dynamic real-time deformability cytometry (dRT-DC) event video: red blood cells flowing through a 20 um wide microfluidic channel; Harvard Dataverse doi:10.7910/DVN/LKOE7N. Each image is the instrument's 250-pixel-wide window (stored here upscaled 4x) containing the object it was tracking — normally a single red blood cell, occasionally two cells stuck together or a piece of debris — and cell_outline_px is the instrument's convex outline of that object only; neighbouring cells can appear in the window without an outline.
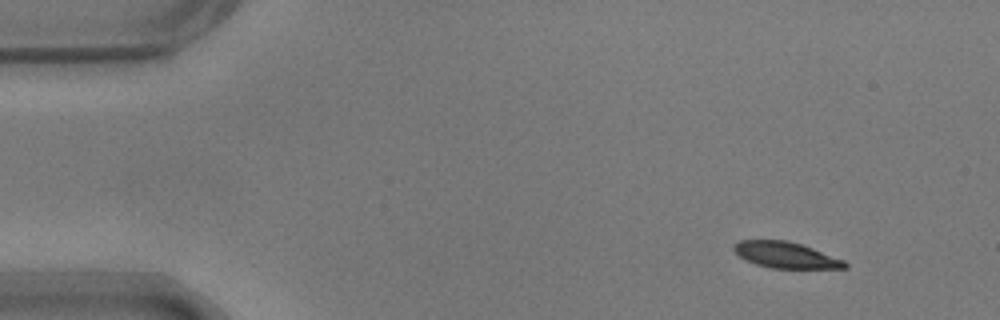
{"species": "common noctule bat (a hibernating species)", "species_latin": "Nyctalus noctula", "temperature_condition": "warm", "stored_images_in_passage": 22, "camera_frame_rate_fps": 3000, "um_per_image_px": 0.085, "animal": {"sex": "male", "body_mass_g": 17.9}, "frame": {"image": 1, "passage_image": 1, "time_ms": 0.0, "image_size_px": [1000, 320], "cell_outline_px": [[848, 268], [772, 268], [756, 264], [740, 256], [732, 248], [732, 244], [740, 240], [788, 240], [812, 248], [844, 260], [848, 264]], "centroid_in_image_um": [66.78, 21.67], "position_along_channel_um": 18.2, "area_um2": 16.7}}